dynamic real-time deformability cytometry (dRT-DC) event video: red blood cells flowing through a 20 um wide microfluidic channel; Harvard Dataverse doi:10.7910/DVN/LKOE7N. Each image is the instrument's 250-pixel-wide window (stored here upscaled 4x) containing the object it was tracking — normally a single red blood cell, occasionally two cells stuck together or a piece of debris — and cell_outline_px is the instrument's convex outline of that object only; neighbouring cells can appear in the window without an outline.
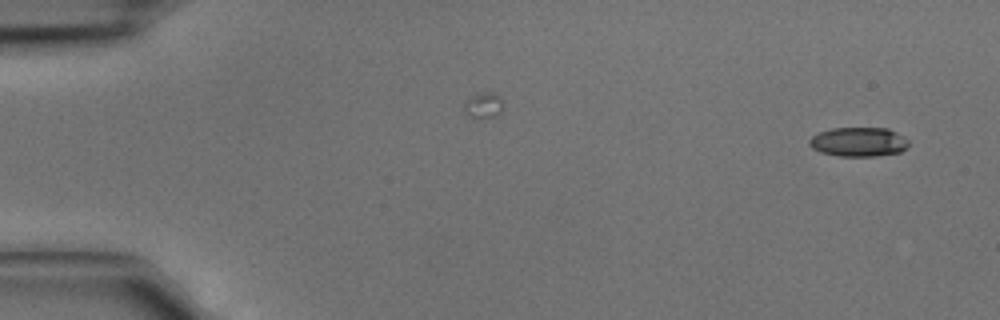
{"species": "common noctule bat (a hibernating species)", "species_latin": "Nyctalus noctula", "temperature_condition": "cold", "stored_images_in_passage": 4, "camera_frame_rate_fps": 3000, "um_per_image_px": 0.085, "animal": {"sex": "male", "body_mass_g": 15.6}, "frame": {"image": 1, "passage_image": 4, "time_ms": 1.0, "image_size_px": [1000, 320], "cell_outline_px": [[908, 144], [900, 152], [876, 156], [840, 156], [820, 152], [812, 148], [808, 144], [808, 140], [812, 136], [820, 132], [832, 128], [888, 128], [896, 132], [908, 140]], "centroid_in_image_um": [72.95, 12.06], "position_along_channel_um": 12.1, "area_um2": 16.88}}